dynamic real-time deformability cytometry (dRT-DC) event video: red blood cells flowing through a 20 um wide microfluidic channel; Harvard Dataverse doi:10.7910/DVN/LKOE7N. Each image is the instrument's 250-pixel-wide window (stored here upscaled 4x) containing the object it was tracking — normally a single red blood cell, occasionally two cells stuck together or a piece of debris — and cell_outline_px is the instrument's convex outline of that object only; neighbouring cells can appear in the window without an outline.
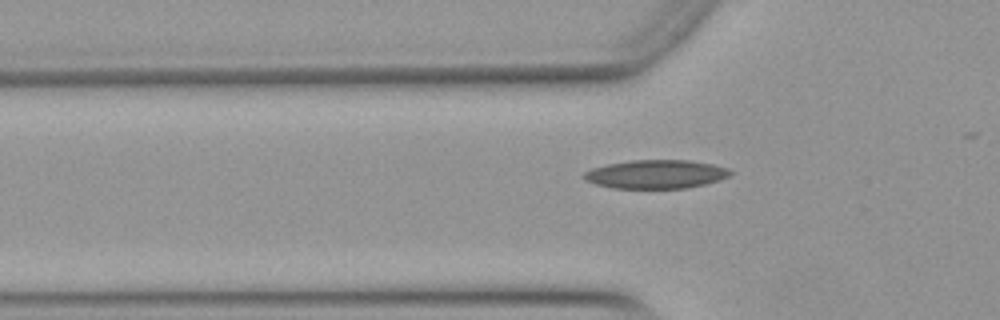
{"species": "Egyptian fruit bat (a non-hibernating species)", "species_latin": "Rousettus aegyptiacus", "temperature_condition": "warm", "stored_images_in_passage": 8, "camera_frame_rate_fps": 3000, "um_per_image_px": 0.085, "animal": {"sex": "female"}, "frame": {"image": 1, "passage_image": 4, "time_ms": 1.0, "image_size_px": [1000, 320], "cell_outline_px": [[732, 172], [728, 176], [720, 180], [688, 188], [612, 188], [596, 184], [584, 180], [584, 172], [592, 168], [608, 164], [632, 160], [688, 160], [712, 164], [728, 168]], "centroid_in_image_um": [55.75, 14.81], "position_along_channel_um": 70.0, "area_um2": 24.33}}